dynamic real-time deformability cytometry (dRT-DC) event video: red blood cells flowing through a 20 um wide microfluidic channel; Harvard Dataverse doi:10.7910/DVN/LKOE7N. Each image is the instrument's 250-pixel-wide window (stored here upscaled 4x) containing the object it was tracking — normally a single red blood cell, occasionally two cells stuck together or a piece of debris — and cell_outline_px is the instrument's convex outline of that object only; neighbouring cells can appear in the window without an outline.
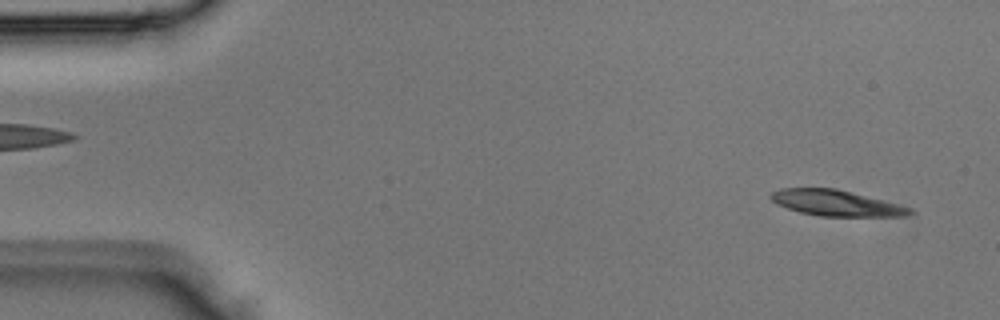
{"species": "Egyptian fruit bat (a non-hibernating species)", "species_latin": "Rousettus aegyptiacus", "temperature_condition": "room temperature", "stored_images_in_passage": 3, "segment_of_instrument_passage": [2, 2], "camera_frame_rate_fps": 3000, "um_per_image_px": 0.085, "animal": {"sex": "male"}, "frame": {"image": 1, "passage_image": 3, "time_ms": 0.667, "image_size_px": [1000, 320], "cell_outline_px": [[912, 212], [904, 216], [820, 216], [800, 212], [776, 204], [768, 196], [772, 192], [780, 188], [836, 188], [880, 200], [908, 208]], "centroid_in_image_um": [70.93, 17.25], "position_along_channel_um": 14.1, "area_um2": 20.35}}